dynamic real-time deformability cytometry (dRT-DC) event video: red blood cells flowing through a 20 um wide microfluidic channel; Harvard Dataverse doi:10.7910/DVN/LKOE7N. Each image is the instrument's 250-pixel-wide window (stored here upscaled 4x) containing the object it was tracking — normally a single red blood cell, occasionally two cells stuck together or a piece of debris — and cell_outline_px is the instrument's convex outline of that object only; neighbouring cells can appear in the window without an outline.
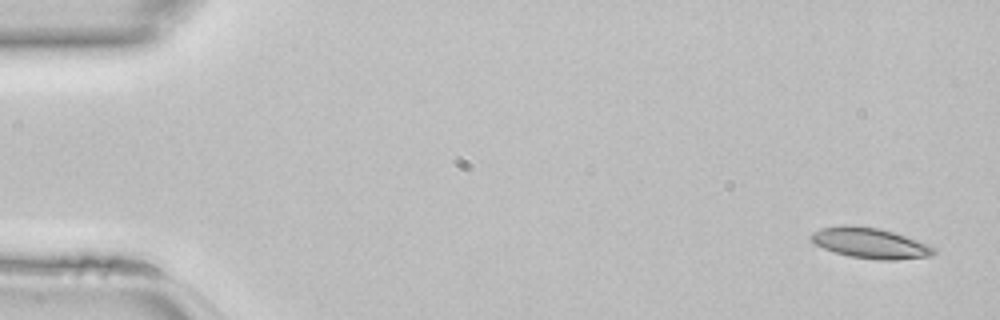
{"species": "common noctule bat (a hibernating species)", "species_latin": "Nyctalus noctula", "temperature_condition": "room temperature", "stored_images_in_passage": 45, "camera_frame_rate_fps": 3000, "um_per_image_px": 0.085, "animal": {"sex": "female", "body_mass_g": 22.7, "forearm_length_mm": 54.2}, "frame": {"image": 1, "passage_image": 1, "time_ms": 0.0, "image_size_px": [1000, 320], "cell_outline_px": [[936, 252], [932, 256], [892, 260], [880, 260], [848, 256], [824, 248], [816, 244], [808, 236], [812, 232], [820, 228], [840, 224], [856, 224], [880, 228], [896, 232], [936, 248]], "centroid_in_image_um": [73.94, 20.63], "position_along_channel_um": 11.1, "area_um2": 22.14}}
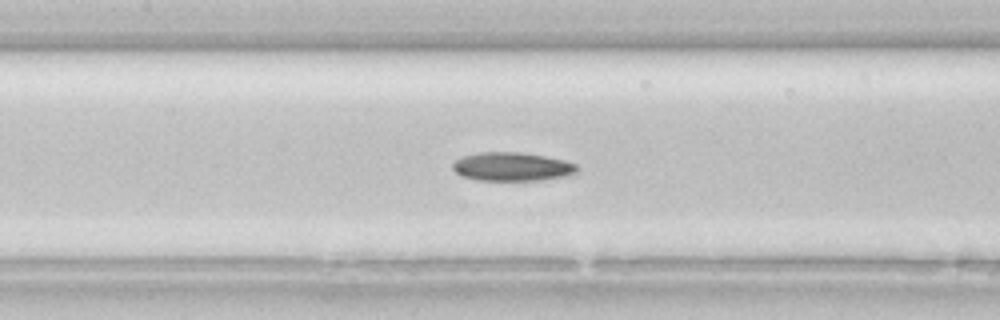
{"frame": {"image": 2, "passage_image": 20, "time_ms": 6.333, "image_size_px": [1000, 320], "cell_outline_px": [[580, 168], [576, 172], [568, 176], [540, 180], [476, 180], [460, 176], [452, 168], [452, 164], [456, 160], [464, 156], [480, 152], [524, 152], [564, 160], [576, 164]], "centroid_in_image_um": [43.54, 14.17], "position_along_channel_um": 163.9, "area_um2": 20.87}}
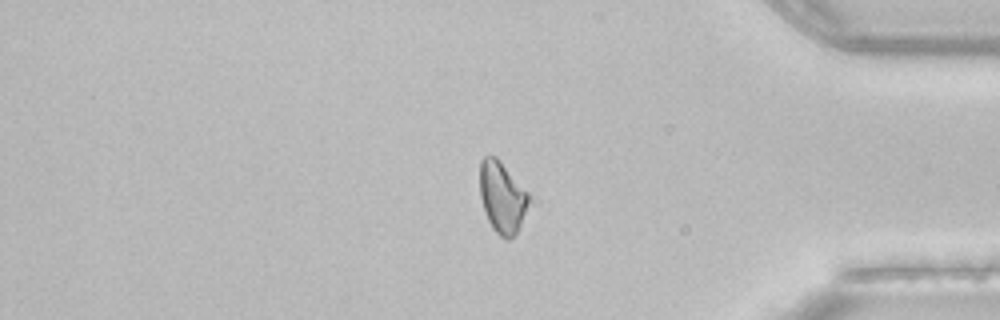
{"frame": {"image": 3, "passage_image": 37, "time_ms": 12.0, "image_size_px": [1000, 320], "cell_outline_px": [[528, 204], [520, 224], [516, 232], [508, 240], [500, 236], [492, 228], [484, 212], [480, 196], [480, 160], [484, 156], [496, 156], [528, 192]], "centroid_in_image_um": [42.65, 16.74], "position_along_channel_um": 392.6, "area_um2": 20.06}}